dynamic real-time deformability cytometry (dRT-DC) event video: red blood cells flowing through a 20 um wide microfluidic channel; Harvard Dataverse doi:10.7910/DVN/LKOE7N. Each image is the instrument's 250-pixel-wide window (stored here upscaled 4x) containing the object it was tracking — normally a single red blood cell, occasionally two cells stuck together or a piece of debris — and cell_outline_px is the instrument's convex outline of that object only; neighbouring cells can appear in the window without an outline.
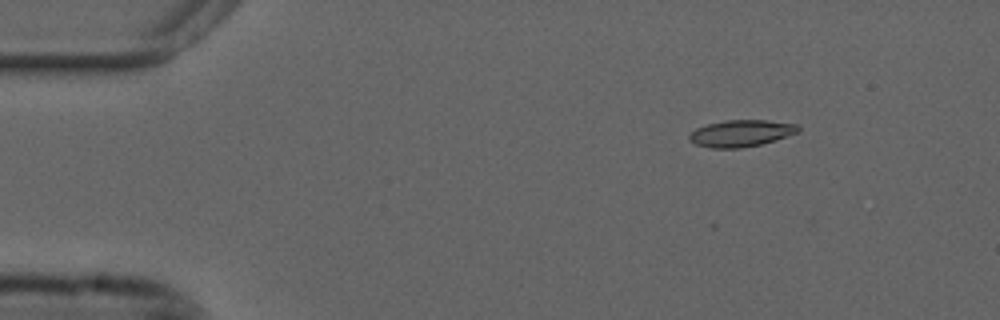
{"species": "common noctule bat (a hibernating species)", "species_latin": "Nyctalus noctula", "temperature_condition": "cold", "stored_images_in_passage": 49, "camera_frame_rate_fps": 3000, "um_per_image_px": 0.085, "animal": {"sex": "male", "forearm_length_mm": 52.5}, "frame": {"image": 1, "passage_image": 1, "time_ms": 0.0, "image_size_px": [1000, 320], "cell_outline_px": [[800, 132], [760, 144], [740, 148], [712, 148], [696, 144], [688, 140], [688, 136], [696, 128], [708, 124], [724, 120], [768, 120], [800, 124]], "centroid_in_image_um": [63.01, 11.32], "position_along_channel_um": 22.0, "area_um2": 16.99}}
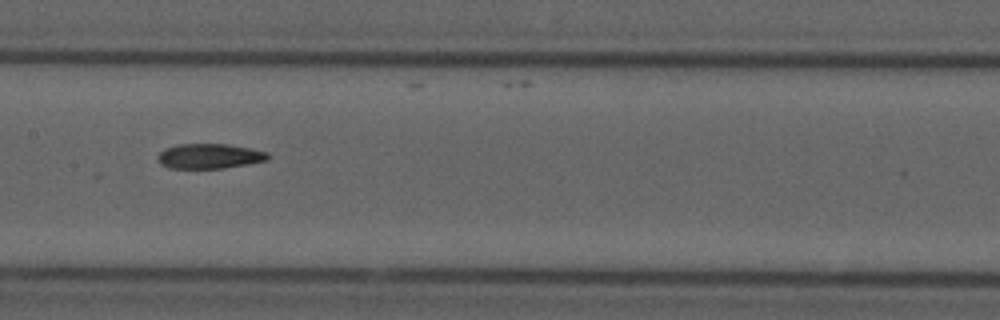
{"frame": {"image": 2, "passage_image": 21, "time_ms": 6.667, "image_size_px": [1000, 320], "cell_outline_px": [[268, 160], [248, 164], [224, 168], [168, 168], [160, 164], [156, 156], [164, 148], [180, 144], [228, 144], [252, 148], [268, 152]], "centroid_in_image_um": [17.79, 13.27], "position_along_channel_um": 189.6, "area_um2": 16.13}}
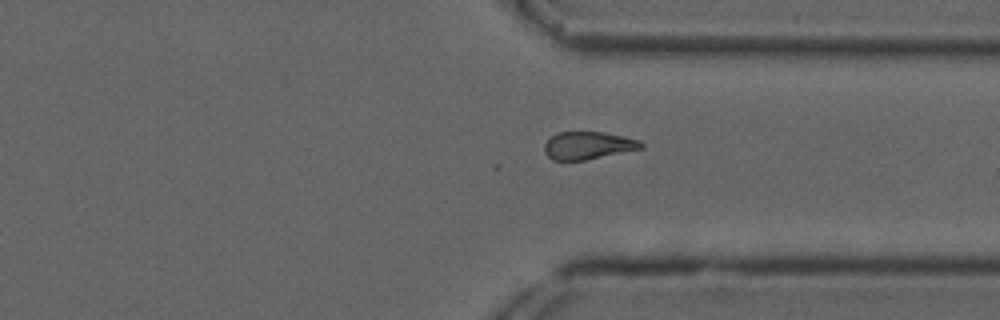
{"frame": {"image": 3, "passage_image": 35, "time_ms": 11.333, "image_size_px": [1000, 320], "cell_outline_px": [[644, 148], [584, 160], [552, 160], [544, 152], [544, 144], [556, 132], [604, 132], [624, 136], [640, 140], [644, 144]], "centroid_in_image_um": [50.0, 12.36], "position_along_channel_um": 361.4, "area_um2": 15.61}, "authors_computed_cell_mechanics": {"area_um2": 16.5308, "velocity_mm_per_s": 3.6894, "shape_relaxation_time_tau1_ms": null, "shape_relaxation_time_tau2_ms": 7.4244, "deformation_change_tau1": null, "deformation_change_tau2": 0.1595}}